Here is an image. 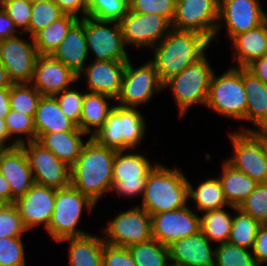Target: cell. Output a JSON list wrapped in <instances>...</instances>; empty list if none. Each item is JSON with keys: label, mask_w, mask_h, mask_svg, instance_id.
Returning a JSON list of instances; mask_svg holds the SVG:
<instances>
[{"label": "cell", "mask_w": 267, "mask_h": 266, "mask_svg": "<svg viewBox=\"0 0 267 266\" xmlns=\"http://www.w3.org/2000/svg\"><path fill=\"white\" fill-rule=\"evenodd\" d=\"M107 100L111 102V100L115 99L105 94L85 92L80 129L91 138L104 125L108 115L114 108Z\"/></svg>", "instance_id": "29"}, {"label": "cell", "mask_w": 267, "mask_h": 266, "mask_svg": "<svg viewBox=\"0 0 267 266\" xmlns=\"http://www.w3.org/2000/svg\"><path fill=\"white\" fill-rule=\"evenodd\" d=\"M64 14L75 16L79 19L87 16V0H53ZM82 13V16H78Z\"/></svg>", "instance_id": "50"}, {"label": "cell", "mask_w": 267, "mask_h": 266, "mask_svg": "<svg viewBox=\"0 0 267 266\" xmlns=\"http://www.w3.org/2000/svg\"><path fill=\"white\" fill-rule=\"evenodd\" d=\"M22 238H0V266H26Z\"/></svg>", "instance_id": "45"}, {"label": "cell", "mask_w": 267, "mask_h": 266, "mask_svg": "<svg viewBox=\"0 0 267 266\" xmlns=\"http://www.w3.org/2000/svg\"><path fill=\"white\" fill-rule=\"evenodd\" d=\"M86 135L82 131L51 132L44 134L38 142L71 167L80 156L86 143L82 137Z\"/></svg>", "instance_id": "28"}, {"label": "cell", "mask_w": 267, "mask_h": 266, "mask_svg": "<svg viewBox=\"0 0 267 266\" xmlns=\"http://www.w3.org/2000/svg\"><path fill=\"white\" fill-rule=\"evenodd\" d=\"M5 123L10 140L12 138L15 139L14 137L17 136L14 141L12 139L14 147L36 140V129L33 116L11 109L5 118ZM21 135L26 136V139Z\"/></svg>", "instance_id": "38"}, {"label": "cell", "mask_w": 267, "mask_h": 266, "mask_svg": "<svg viewBox=\"0 0 267 266\" xmlns=\"http://www.w3.org/2000/svg\"><path fill=\"white\" fill-rule=\"evenodd\" d=\"M0 6L14 21L17 30L25 33L29 29L33 6L31 0H0Z\"/></svg>", "instance_id": "44"}, {"label": "cell", "mask_w": 267, "mask_h": 266, "mask_svg": "<svg viewBox=\"0 0 267 266\" xmlns=\"http://www.w3.org/2000/svg\"><path fill=\"white\" fill-rule=\"evenodd\" d=\"M252 253L259 266L267 263V224L259 227Z\"/></svg>", "instance_id": "49"}, {"label": "cell", "mask_w": 267, "mask_h": 266, "mask_svg": "<svg viewBox=\"0 0 267 266\" xmlns=\"http://www.w3.org/2000/svg\"><path fill=\"white\" fill-rule=\"evenodd\" d=\"M243 85L247 96L244 121L256 130H267V84L243 68Z\"/></svg>", "instance_id": "27"}, {"label": "cell", "mask_w": 267, "mask_h": 266, "mask_svg": "<svg viewBox=\"0 0 267 266\" xmlns=\"http://www.w3.org/2000/svg\"><path fill=\"white\" fill-rule=\"evenodd\" d=\"M103 229L104 242L113 246L128 248L153 238L151 215L137 205L118 213Z\"/></svg>", "instance_id": "10"}, {"label": "cell", "mask_w": 267, "mask_h": 266, "mask_svg": "<svg viewBox=\"0 0 267 266\" xmlns=\"http://www.w3.org/2000/svg\"><path fill=\"white\" fill-rule=\"evenodd\" d=\"M103 266H136L130 251L126 247L104 243L102 252Z\"/></svg>", "instance_id": "48"}, {"label": "cell", "mask_w": 267, "mask_h": 266, "mask_svg": "<svg viewBox=\"0 0 267 266\" xmlns=\"http://www.w3.org/2000/svg\"><path fill=\"white\" fill-rule=\"evenodd\" d=\"M188 200V179L182 170L158 163L148 174L139 207L154 215L187 206Z\"/></svg>", "instance_id": "3"}, {"label": "cell", "mask_w": 267, "mask_h": 266, "mask_svg": "<svg viewBox=\"0 0 267 266\" xmlns=\"http://www.w3.org/2000/svg\"><path fill=\"white\" fill-rule=\"evenodd\" d=\"M61 241H69V266H103L102 252L105 243L103 237L89 233Z\"/></svg>", "instance_id": "30"}, {"label": "cell", "mask_w": 267, "mask_h": 266, "mask_svg": "<svg viewBox=\"0 0 267 266\" xmlns=\"http://www.w3.org/2000/svg\"><path fill=\"white\" fill-rule=\"evenodd\" d=\"M169 266H190V265H185L174 261H170Z\"/></svg>", "instance_id": "57"}, {"label": "cell", "mask_w": 267, "mask_h": 266, "mask_svg": "<svg viewBox=\"0 0 267 266\" xmlns=\"http://www.w3.org/2000/svg\"><path fill=\"white\" fill-rule=\"evenodd\" d=\"M246 69L259 80L267 84V54L253 61Z\"/></svg>", "instance_id": "52"}, {"label": "cell", "mask_w": 267, "mask_h": 266, "mask_svg": "<svg viewBox=\"0 0 267 266\" xmlns=\"http://www.w3.org/2000/svg\"><path fill=\"white\" fill-rule=\"evenodd\" d=\"M206 55L163 84V90L169 88L172 92L179 118H183L193 105L205 106L207 103L214 71Z\"/></svg>", "instance_id": "6"}, {"label": "cell", "mask_w": 267, "mask_h": 266, "mask_svg": "<svg viewBox=\"0 0 267 266\" xmlns=\"http://www.w3.org/2000/svg\"><path fill=\"white\" fill-rule=\"evenodd\" d=\"M211 244L199 231L168 246L170 261L190 266H215V249Z\"/></svg>", "instance_id": "23"}, {"label": "cell", "mask_w": 267, "mask_h": 266, "mask_svg": "<svg viewBox=\"0 0 267 266\" xmlns=\"http://www.w3.org/2000/svg\"><path fill=\"white\" fill-rule=\"evenodd\" d=\"M205 107L218 115L244 121L247 96L243 85V68L228 67L220 76L212 74Z\"/></svg>", "instance_id": "7"}, {"label": "cell", "mask_w": 267, "mask_h": 266, "mask_svg": "<svg viewBox=\"0 0 267 266\" xmlns=\"http://www.w3.org/2000/svg\"><path fill=\"white\" fill-rule=\"evenodd\" d=\"M79 18L64 14L47 27L41 29L34 36V44L39 55H52L64 40L70 28Z\"/></svg>", "instance_id": "33"}, {"label": "cell", "mask_w": 267, "mask_h": 266, "mask_svg": "<svg viewBox=\"0 0 267 266\" xmlns=\"http://www.w3.org/2000/svg\"><path fill=\"white\" fill-rule=\"evenodd\" d=\"M32 3H39V2H46V1H53V0H31Z\"/></svg>", "instance_id": "58"}, {"label": "cell", "mask_w": 267, "mask_h": 266, "mask_svg": "<svg viewBox=\"0 0 267 266\" xmlns=\"http://www.w3.org/2000/svg\"><path fill=\"white\" fill-rule=\"evenodd\" d=\"M267 20V13L260 0H220L216 35L224 24L230 41L238 34L247 32Z\"/></svg>", "instance_id": "17"}, {"label": "cell", "mask_w": 267, "mask_h": 266, "mask_svg": "<svg viewBox=\"0 0 267 266\" xmlns=\"http://www.w3.org/2000/svg\"><path fill=\"white\" fill-rule=\"evenodd\" d=\"M13 83L10 81L7 71L0 63V88H10Z\"/></svg>", "instance_id": "56"}, {"label": "cell", "mask_w": 267, "mask_h": 266, "mask_svg": "<svg viewBox=\"0 0 267 266\" xmlns=\"http://www.w3.org/2000/svg\"><path fill=\"white\" fill-rule=\"evenodd\" d=\"M84 96L85 92L77 91L76 88H68L54 95L62 112L79 128Z\"/></svg>", "instance_id": "46"}, {"label": "cell", "mask_w": 267, "mask_h": 266, "mask_svg": "<svg viewBox=\"0 0 267 266\" xmlns=\"http://www.w3.org/2000/svg\"><path fill=\"white\" fill-rule=\"evenodd\" d=\"M84 29L88 52H92L94 61H128L129 54L125 48L119 22L103 21L84 17Z\"/></svg>", "instance_id": "11"}, {"label": "cell", "mask_w": 267, "mask_h": 266, "mask_svg": "<svg viewBox=\"0 0 267 266\" xmlns=\"http://www.w3.org/2000/svg\"><path fill=\"white\" fill-rule=\"evenodd\" d=\"M211 43L201 33L172 29L152 48L154 56L150 61L155 67L160 82L164 84L202 58Z\"/></svg>", "instance_id": "2"}, {"label": "cell", "mask_w": 267, "mask_h": 266, "mask_svg": "<svg viewBox=\"0 0 267 266\" xmlns=\"http://www.w3.org/2000/svg\"><path fill=\"white\" fill-rule=\"evenodd\" d=\"M23 34L0 41V63L13 84L32 81L35 62L39 56L33 37H28L31 40L29 42L20 37Z\"/></svg>", "instance_id": "16"}, {"label": "cell", "mask_w": 267, "mask_h": 266, "mask_svg": "<svg viewBox=\"0 0 267 266\" xmlns=\"http://www.w3.org/2000/svg\"><path fill=\"white\" fill-rule=\"evenodd\" d=\"M233 45V60L238 64L234 68H246L253 61L267 54V20L247 32L236 35Z\"/></svg>", "instance_id": "25"}, {"label": "cell", "mask_w": 267, "mask_h": 266, "mask_svg": "<svg viewBox=\"0 0 267 266\" xmlns=\"http://www.w3.org/2000/svg\"><path fill=\"white\" fill-rule=\"evenodd\" d=\"M133 152L134 149L116 151L112 171L113 185L110 191L130 199L142 197L148 174L158 164L152 165L145 155Z\"/></svg>", "instance_id": "9"}, {"label": "cell", "mask_w": 267, "mask_h": 266, "mask_svg": "<svg viewBox=\"0 0 267 266\" xmlns=\"http://www.w3.org/2000/svg\"><path fill=\"white\" fill-rule=\"evenodd\" d=\"M215 247V266H259L250 249L228 242Z\"/></svg>", "instance_id": "39"}, {"label": "cell", "mask_w": 267, "mask_h": 266, "mask_svg": "<svg viewBox=\"0 0 267 266\" xmlns=\"http://www.w3.org/2000/svg\"><path fill=\"white\" fill-rule=\"evenodd\" d=\"M176 0H129V10L141 14H157L171 23L174 18Z\"/></svg>", "instance_id": "47"}, {"label": "cell", "mask_w": 267, "mask_h": 266, "mask_svg": "<svg viewBox=\"0 0 267 266\" xmlns=\"http://www.w3.org/2000/svg\"><path fill=\"white\" fill-rule=\"evenodd\" d=\"M188 197L195 201L198 211L206 212L224 207L233 209V206L229 205L225 198L218 177H208V179L199 183L196 188L188 180Z\"/></svg>", "instance_id": "32"}, {"label": "cell", "mask_w": 267, "mask_h": 266, "mask_svg": "<svg viewBox=\"0 0 267 266\" xmlns=\"http://www.w3.org/2000/svg\"><path fill=\"white\" fill-rule=\"evenodd\" d=\"M0 200L4 204H12V193L7 179L0 173Z\"/></svg>", "instance_id": "54"}, {"label": "cell", "mask_w": 267, "mask_h": 266, "mask_svg": "<svg viewBox=\"0 0 267 266\" xmlns=\"http://www.w3.org/2000/svg\"><path fill=\"white\" fill-rule=\"evenodd\" d=\"M36 140L51 132L81 131L60 109L54 96H42L34 117Z\"/></svg>", "instance_id": "26"}, {"label": "cell", "mask_w": 267, "mask_h": 266, "mask_svg": "<svg viewBox=\"0 0 267 266\" xmlns=\"http://www.w3.org/2000/svg\"><path fill=\"white\" fill-rule=\"evenodd\" d=\"M238 209L250 215L261 225L267 224V183H259Z\"/></svg>", "instance_id": "42"}, {"label": "cell", "mask_w": 267, "mask_h": 266, "mask_svg": "<svg viewBox=\"0 0 267 266\" xmlns=\"http://www.w3.org/2000/svg\"><path fill=\"white\" fill-rule=\"evenodd\" d=\"M136 266H169V248L151 239L128 247Z\"/></svg>", "instance_id": "36"}, {"label": "cell", "mask_w": 267, "mask_h": 266, "mask_svg": "<svg viewBox=\"0 0 267 266\" xmlns=\"http://www.w3.org/2000/svg\"><path fill=\"white\" fill-rule=\"evenodd\" d=\"M123 39L138 49L156 46L171 30V22L157 14H141L128 10L119 21Z\"/></svg>", "instance_id": "15"}, {"label": "cell", "mask_w": 267, "mask_h": 266, "mask_svg": "<svg viewBox=\"0 0 267 266\" xmlns=\"http://www.w3.org/2000/svg\"><path fill=\"white\" fill-rule=\"evenodd\" d=\"M27 157L35 183L62 189L71 185L70 167L37 140L20 146Z\"/></svg>", "instance_id": "14"}, {"label": "cell", "mask_w": 267, "mask_h": 266, "mask_svg": "<svg viewBox=\"0 0 267 266\" xmlns=\"http://www.w3.org/2000/svg\"><path fill=\"white\" fill-rule=\"evenodd\" d=\"M27 231L14 204L0 206V238L23 237Z\"/></svg>", "instance_id": "43"}, {"label": "cell", "mask_w": 267, "mask_h": 266, "mask_svg": "<svg viewBox=\"0 0 267 266\" xmlns=\"http://www.w3.org/2000/svg\"><path fill=\"white\" fill-rule=\"evenodd\" d=\"M218 178L228 204L235 207H239L259 184L245 173L234 169L226 161H223L222 173Z\"/></svg>", "instance_id": "31"}, {"label": "cell", "mask_w": 267, "mask_h": 266, "mask_svg": "<svg viewBox=\"0 0 267 266\" xmlns=\"http://www.w3.org/2000/svg\"><path fill=\"white\" fill-rule=\"evenodd\" d=\"M10 141V136L8 134L5 119H0V146L2 148H13L14 143H8Z\"/></svg>", "instance_id": "55"}, {"label": "cell", "mask_w": 267, "mask_h": 266, "mask_svg": "<svg viewBox=\"0 0 267 266\" xmlns=\"http://www.w3.org/2000/svg\"><path fill=\"white\" fill-rule=\"evenodd\" d=\"M163 90L153 63L149 60L135 68L130 59L127 61L122 77L120 94L116 105L137 108L145 105L156 92Z\"/></svg>", "instance_id": "12"}, {"label": "cell", "mask_w": 267, "mask_h": 266, "mask_svg": "<svg viewBox=\"0 0 267 266\" xmlns=\"http://www.w3.org/2000/svg\"><path fill=\"white\" fill-rule=\"evenodd\" d=\"M0 173L7 179L12 193V204L24 196L35 183L24 150L20 146L0 151Z\"/></svg>", "instance_id": "22"}, {"label": "cell", "mask_w": 267, "mask_h": 266, "mask_svg": "<svg viewBox=\"0 0 267 266\" xmlns=\"http://www.w3.org/2000/svg\"><path fill=\"white\" fill-rule=\"evenodd\" d=\"M87 16L103 20L119 22L129 10V0H87Z\"/></svg>", "instance_id": "40"}, {"label": "cell", "mask_w": 267, "mask_h": 266, "mask_svg": "<svg viewBox=\"0 0 267 266\" xmlns=\"http://www.w3.org/2000/svg\"><path fill=\"white\" fill-rule=\"evenodd\" d=\"M78 81L71 69L52 55H39L30 82L42 96H54Z\"/></svg>", "instance_id": "20"}, {"label": "cell", "mask_w": 267, "mask_h": 266, "mask_svg": "<svg viewBox=\"0 0 267 266\" xmlns=\"http://www.w3.org/2000/svg\"><path fill=\"white\" fill-rule=\"evenodd\" d=\"M42 95L31 83L12 84L9 103L12 110L35 117Z\"/></svg>", "instance_id": "37"}, {"label": "cell", "mask_w": 267, "mask_h": 266, "mask_svg": "<svg viewBox=\"0 0 267 266\" xmlns=\"http://www.w3.org/2000/svg\"><path fill=\"white\" fill-rule=\"evenodd\" d=\"M9 94L10 88H0V119H5L11 110Z\"/></svg>", "instance_id": "53"}, {"label": "cell", "mask_w": 267, "mask_h": 266, "mask_svg": "<svg viewBox=\"0 0 267 266\" xmlns=\"http://www.w3.org/2000/svg\"><path fill=\"white\" fill-rule=\"evenodd\" d=\"M52 56L78 75L88 61L89 52L84 29V18L79 19L68 31Z\"/></svg>", "instance_id": "24"}, {"label": "cell", "mask_w": 267, "mask_h": 266, "mask_svg": "<svg viewBox=\"0 0 267 266\" xmlns=\"http://www.w3.org/2000/svg\"><path fill=\"white\" fill-rule=\"evenodd\" d=\"M56 197V189L34 183L28 192L15 200L25 228L29 231L36 226L46 230L51 221Z\"/></svg>", "instance_id": "19"}, {"label": "cell", "mask_w": 267, "mask_h": 266, "mask_svg": "<svg viewBox=\"0 0 267 266\" xmlns=\"http://www.w3.org/2000/svg\"><path fill=\"white\" fill-rule=\"evenodd\" d=\"M232 227L228 243L245 249H253L257 231L261 224L250 215L233 206Z\"/></svg>", "instance_id": "35"}, {"label": "cell", "mask_w": 267, "mask_h": 266, "mask_svg": "<svg viewBox=\"0 0 267 266\" xmlns=\"http://www.w3.org/2000/svg\"><path fill=\"white\" fill-rule=\"evenodd\" d=\"M116 151L88 137L78 160L70 167L71 186L97 204L113 185Z\"/></svg>", "instance_id": "1"}, {"label": "cell", "mask_w": 267, "mask_h": 266, "mask_svg": "<svg viewBox=\"0 0 267 266\" xmlns=\"http://www.w3.org/2000/svg\"><path fill=\"white\" fill-rule=\"evenodd\" d=\"M151 220L153 239L166 247L200 231V216L188 205L151 215Z\"/></svg>", "instance_id": "18"}, {"label": "cell", "mask_w": 267, "mask_h": 266, "mask_svg": "<svg viewBox=\"0 0 267 266\" xmlns=\"http://www.w3.org/2000/svg\"><path fill=\"white\" fill-rule=\"evenodd\" d=\"M64 13L54 1L33 3L29 29L25 32L33 37L41 29L58 20Z\"/></svg>", "instance_id": "41"}, {"label": "cell", "mask_w": 267, "mask_h": 266, "mask_svg": "<svg viewBox=\"0 0 267 266\" xmlns=\"http://www.w3.org/2000/svg\"><path fill=\"white\" fill-rule=\"evenodd\" d=\"M233 216L224 208L204 212L200 216V231L212 243L222 244L229 240Z\"/></svg>", "instance_id": "34"}, {"label": "cell", "mask_w": 267, "mask_h": 266, "mask_svg": "<svg viewBox=\"0 0 267 266\" xmlns=\"http://www.w3.org/2000/svg\"><path fill=\"white\" fill-rule=\"evenodd\" d=\"M220 0H176L172 29L195 31L211 42L216 35Z\"/></svg>", "instance_id": "13"}, {"label": "cell", "mask_w": 267, "mask_h": 266, "mask_svg": "<svg viewBox=\"0 0 267 266\" xmlns=\"http://www.w3.org/2000/svg\"><path fill=\"white\" fill-rule=\"evenodd\" d=\"M228 134L233 154L225 161L258 183H267V130L242 126Z\"/></svg>", "instance_id": "5"}, {"label": "cell", "mask_w": 267, "mask_h": 266, "mask_svg": "<svg viewBox=\"0 0 267 266\" xmlns=\"http://www.w3.org/2000/svg\"><path fill=\"white\" fill-rule=\"evenodd\" d=\"M16 29L17 27L15 26L14 21L0 6V41L21 34V32Z\"/></svg>", "instance_id": "51"}, {"label": "cell", "mask_w": 267, "mask_h": 266, "mask_svg": "<svg viewBox=\"0 0 267 266\" xmlns=\"http://www.w3.org/2000/svg\"><path fill=\"white\" fill-rule=\"evenodd\" d=\"M96 205L89 197L71 185L56 189L54 212L46 232L57 242L89 234L78 229V224L84 209L92 212Z\"/></svg>", "instance_id": "8"}, {"label": "cell", "mask_w": 267, "mask_h": 266, "mask_svg": "<svg viewBox=\"0 0 267 266\" xmlns=\"http://www.w3.org/2000/svg\"><path fill=\"white\" fill-rule=\"evenodd\" d=\"M127 61H92L78 74L86 77L87 92L108 95L116 100L121 90Z\"/></svg>", "instance_id": "21"}, {"label": "cell", "mask_w": 267, "mask_h": 266, "mask_svg": "<svg viewBox=\"0 0 267 266\" xmlns=\"http://www.w3.org/2000/svg\"><path fill=\"white\" fill-rule=\"evenodd\" d=\"M146 125L138 108L114 105L104 125L92 138L101 146L117 151L135 150L144 140Z\"/></svg>", "instance_id": "4"}]
</instances>
